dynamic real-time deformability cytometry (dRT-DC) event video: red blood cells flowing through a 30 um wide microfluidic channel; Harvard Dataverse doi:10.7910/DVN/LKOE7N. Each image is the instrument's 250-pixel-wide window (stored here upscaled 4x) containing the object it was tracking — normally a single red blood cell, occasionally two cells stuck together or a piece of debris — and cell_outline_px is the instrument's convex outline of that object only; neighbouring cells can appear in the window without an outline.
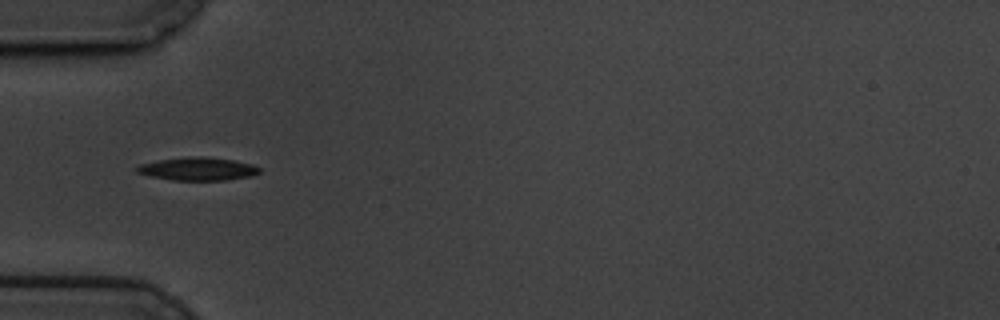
{"species": "common noctule bat (a hibernating species)", "species_latin": "Nyctalus noctula", "temperature_condition": "cold", "stored_images_in_passage": 41, "camera_frame_rate_fps": 3000, "um_per_image_px": 0.085, "animal": {"sex": "male", "body_mass_g": 19.5, "forearm_length_mm": 54.6}, "frame": {"image": 1, "passage_image": 1, "time_ms": 0.0, "image_size_px": [1000, 320], "cell_outline_px": [[260, 172], [252, 176], [224, 180], [172, 180], [152, 176], [136, 172], [136, 168], [140, 164], [160, 160], [184, 156], [204, 156], [236, 160], [252, 164], [260, 168]], "centroid_in_image_um": [16.84, 14.34], "position_along_channel_um": 68.2, "area_um2": 16.53}}
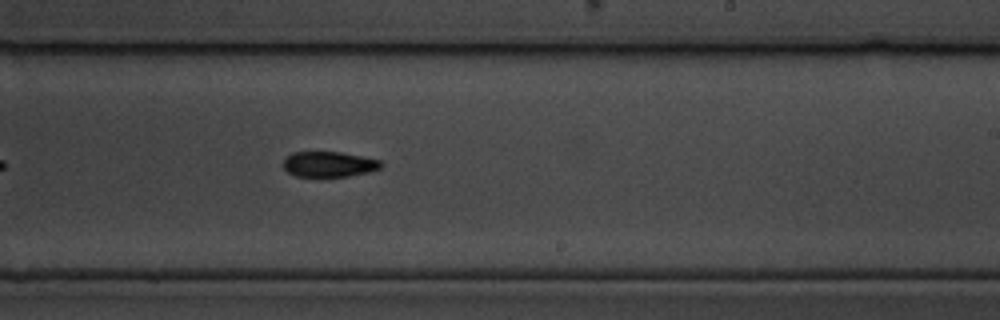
{"frame": {"image": 2, "passage_image": 18, "time_ms": 5.667, "image_size_px": [1000, 320], "cell_outline_px": [[384, 164], [380, 168], [368, 172], [348, 176], [296, 176], [288, 172], [284, 168], [284, 160], [292, 152], [340, 152], [380, 160]], "centroid_in_image_um": [27.97, 13.95], "position_along_channel_um": 261.0, "area_um2": 14.28}}
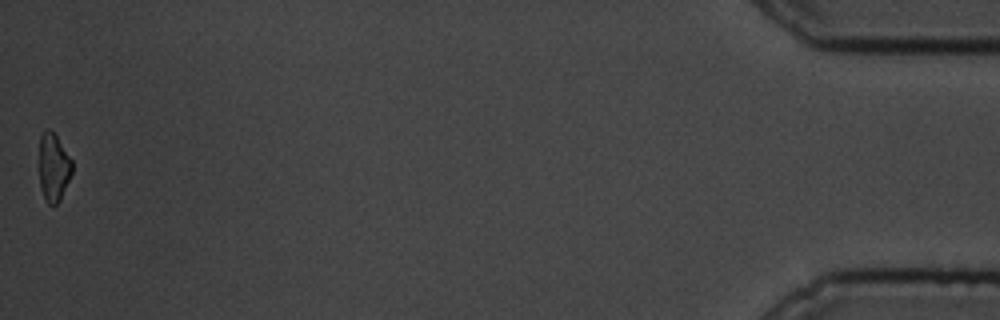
{"frame": {"image": 3, "passage_image": 41, "time_ms": 13.333, "image_size_px": [1000, 320], "cell_outline_px": [[72, 172], [60, 200], [56, 204], [48, 204], [40, 188], [40, 136], [48, 128], [56, 136], [72, 160]], "centroid_in_image_um": [4.56, 14.23], "position_along_channel_um": 430.6, "area_um2": 12.72}, "authors_computed_cell_mechanics": {"area_um2": 15.028, "velocity_mm_per_s": 3.4171, "shape_relaxation_time_tau1_ms": 3.7318, "shape_relaxation_time_tau2_ms": null, "deformation_change_tau1": 0.1224, "deformation_change_tau2": null}}